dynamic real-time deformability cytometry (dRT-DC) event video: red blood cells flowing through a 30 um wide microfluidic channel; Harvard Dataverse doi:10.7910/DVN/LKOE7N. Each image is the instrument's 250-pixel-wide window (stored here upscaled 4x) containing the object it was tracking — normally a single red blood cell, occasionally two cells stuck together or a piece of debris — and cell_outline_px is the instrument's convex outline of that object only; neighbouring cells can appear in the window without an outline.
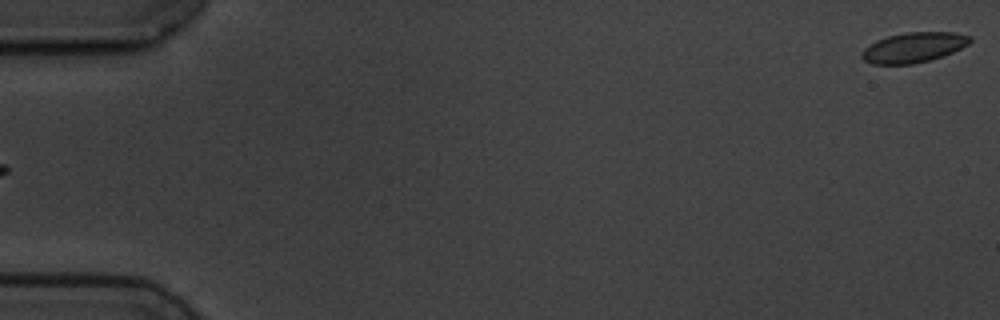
{"species": "common noctule bat (a hibernating species)", "species_latin": "Nyctalus noctula", "temperature_condition": "cold", "stored_images_in_passage": 4, "camera_frame_rate_fps": 3000, "um_per_image_px": 0.085, "animal": {"sex": "male", "body_mass_g": 19.5, "forearm_length_mm": 54.6}, "frame": {"image": 1, "passage_image": 1, "time_ms": 0.0, "image_size_px": [1000, 320], "cell_outline_px": [[972, 40], [968, 44], [944, 56], [912, 64], [872, 64], [864, 60], [860, 56], [860, 52], [868, 44], [876, 40], [888, 36], [908, 32], [956, 32], [972, 36]], "centroid_in_image_um": [77.64, 4.03], "position_along_channel_um": 7.4, "area_um2": 19.07}}
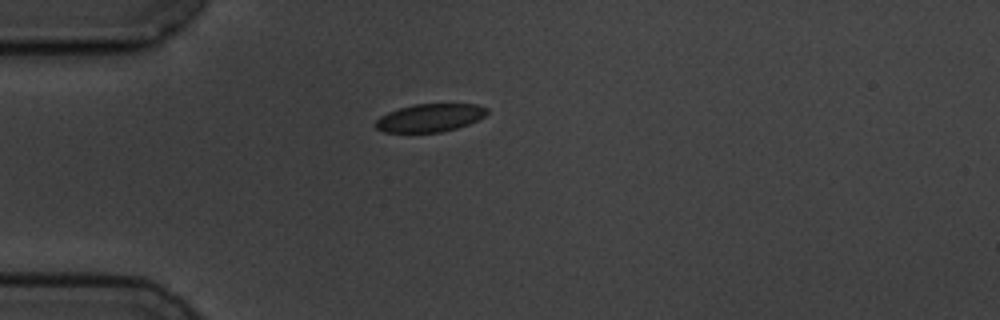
{"frame": {"image": 2, "passage_image": 4, "time_ms": 5.0, "image_size_px": [1000, 320], "cell_outline_px": [[488, 112], [484, 116], [468, 124], [456, 128], [440, 132], [384, 132], [376, 128], [376, 120], [380, 116], [388, 112], [412, 104], [476, 104], [488, 108]], "centroid_in_image_um": [36.54, 10.0], "position_along_channel_um": 48.5, "area_um2": 18.03}}